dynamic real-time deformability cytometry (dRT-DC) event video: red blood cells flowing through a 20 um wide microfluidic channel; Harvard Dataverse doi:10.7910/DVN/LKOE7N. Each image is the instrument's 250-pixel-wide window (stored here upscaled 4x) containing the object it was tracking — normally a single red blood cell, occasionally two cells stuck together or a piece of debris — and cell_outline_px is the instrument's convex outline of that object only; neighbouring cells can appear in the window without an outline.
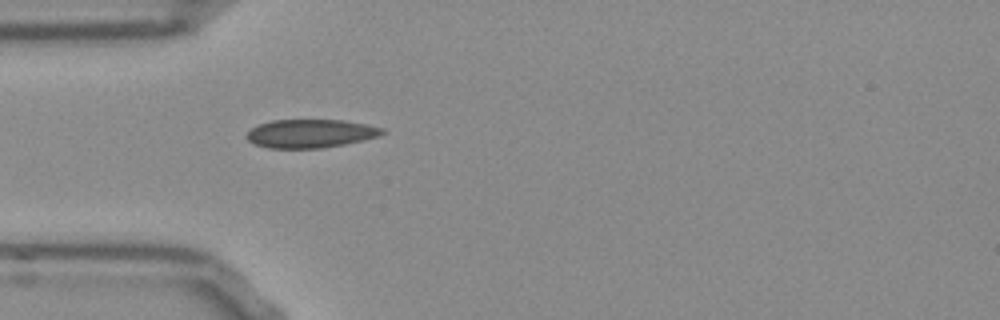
{"species": "Egyptian fruit bat (a non-hibernating species)", "species_latin": "Rousettus aegyptiacus", "temperature_condition": "room temperature", "stored_images_in_passage": 23, "camera_frame_rate_fps": 3000, "um_per_image_px": 0.085, "frame": {"image": 1, "passage_image": 1, "time_ms": 0.0, "image_size_px": [1000, 320], "cell_outline_px": [[384, 132], [380, 136], [344, 144], [320, 148], [268, 148], [252, 144], [244, 136], [252, 128], [260, 124], [272, 120], [344, 120], [384, 128]], "centroid_in_image_um": [26.36, 11.35], "position_along_channel_um": 58.6, "area_um2": 22.43}}
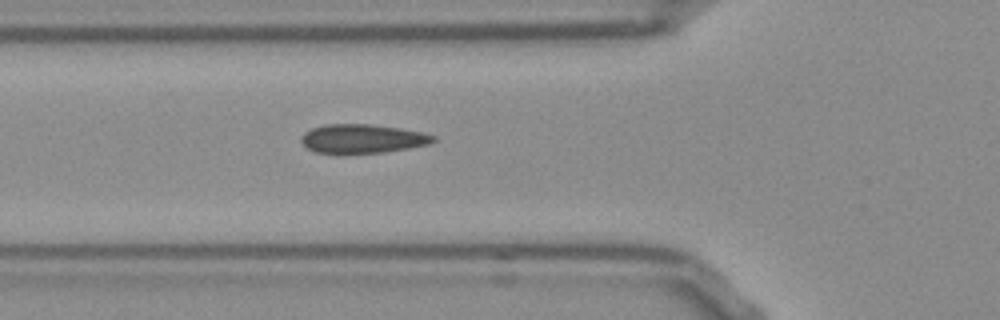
{"frame": {"image": 2, "passage_image": 4, "time_ms": 1.0, "image_size_px": [1000, 320], "cell_outline_px": [[436, 140], [428, 144], [408, 148], [384, 152], [316, 152], [308, 148], [300, 140], [300, 136], [304, 132], [312, 128], [324, 124], [368, 124], [400, 128], [424, 132], [436, 136]], "centroid_in_image_um": [30.82, 11.76], "position_along_channel_um": 95.0, "area_um2": 21.96}}
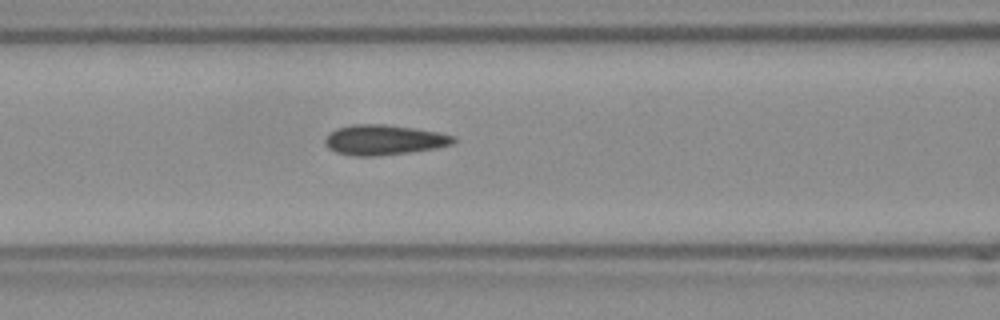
{"frame": {"image": 3, "passage_image": 7, "time_ms": 2.0, "image_size_px": [1000, 320], "cell_outline_px": [[456, 140], [452, 144], [436, 148], [408, 152], [376, 156], [352, 156], [336, 152], [328, 148], [324, 144], [324, 140], [336, 128], [352, 124], [384, 124], [416, 128], [456, 136]], "centroid_in_image_um": [32.62, 11.89], "position_along_channel_um": 134.0, "area_um2": 22.54}}